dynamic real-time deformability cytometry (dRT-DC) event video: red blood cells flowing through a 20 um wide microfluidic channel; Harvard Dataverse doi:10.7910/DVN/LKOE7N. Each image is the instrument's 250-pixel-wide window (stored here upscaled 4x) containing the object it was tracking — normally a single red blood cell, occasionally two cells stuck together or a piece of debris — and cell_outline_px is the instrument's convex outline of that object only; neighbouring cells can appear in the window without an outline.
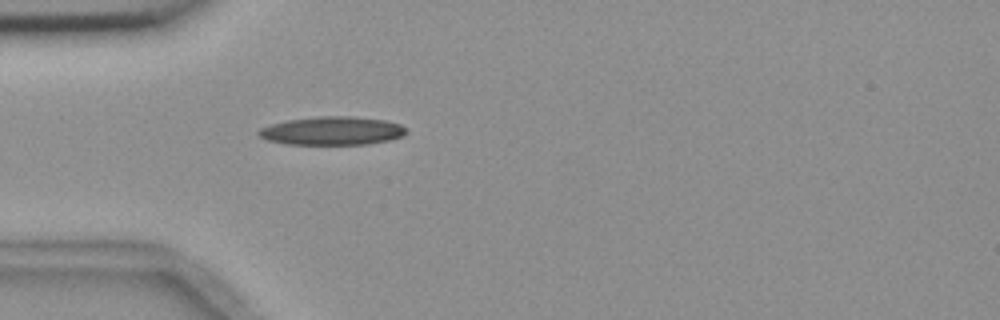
{"species": "common noctule bat (a hibernating species)", "species_latin": "Nyctalus noctula", "temperature_condition": "room temperature", "stored_images_in_passage": 2, "camera_frame_rate_fps": 3000, "um_per_image_px": 0.085, "animal": {"sex": "female", "body_mass_g": 18.4}, "frame": {"image": 1, "passage_image": 2, "time_ms": 1.333, "image_size_px": [1000, 320], "cell_outline_px": [[408, 132], [400, 136], [388, 140], [368, 144], [288, 144], [268, 140], [260, 136], [256, 132], [260, 128], [272, 124], [288, 120], [320, 116], [356, 116], [384, 120], [400, 124], [408, 128]], "centroid_in_image_um": [28.26, 11.11], "position_along_channel_um": 56.7, "area_um2": 24.33}}